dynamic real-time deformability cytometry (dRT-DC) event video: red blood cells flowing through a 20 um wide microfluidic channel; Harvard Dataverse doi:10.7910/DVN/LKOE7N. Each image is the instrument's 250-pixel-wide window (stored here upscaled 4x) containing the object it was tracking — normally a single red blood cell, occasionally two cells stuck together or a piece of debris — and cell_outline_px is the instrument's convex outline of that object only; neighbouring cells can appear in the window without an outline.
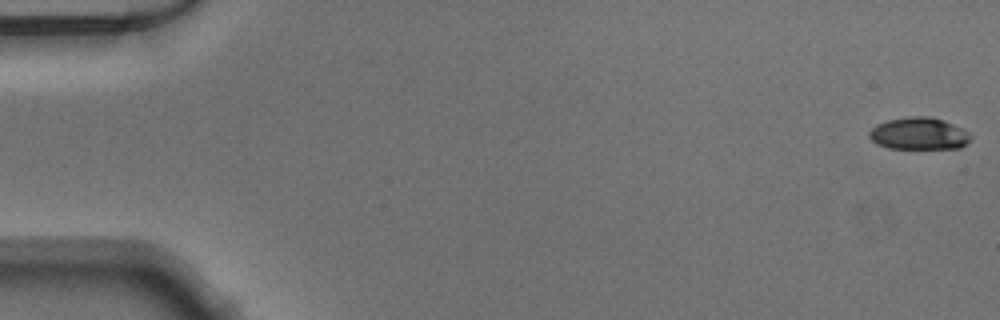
{"species": "Egyptian fruit bat (a non-hibernating species)", "species_latin": "Rousettus aegyptiacus", "temperature_condition": "warm", "stored_images_in_passage": 51, "camera_frame_rate_fps": 3000, "um_per_image_px": 0.085, "animal": {"sex": "male"}, "frame": {"image": 1, "passage_image": 1, "time_ms": 0.0, "image_size_px": [1000, 320], "cell_outline_px": [[972, 136], [960, 148], [888, 148], [876, 144], [868, 136], [868, 132], [876, 124], [888, 120], [908, 116], [932, 116], [944, 120], [964, 128]], "centroid_in_image_um": [78.09, 11.34], "position_along_channel_um": 6.9, "area_um2": 19.13}}
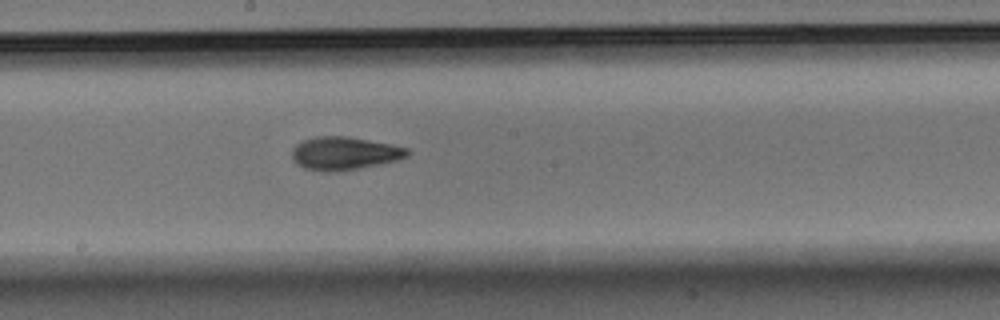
{"frame": {"image": 2, "passage_image": 28, "time_ms": 9.0, "image_size_px": [1000, 320], "cell_outline_px": [[412, 152], [408, 156], [396, 160], [360, 168], [336, 172], [320, 172], [304, 168], [296, 164], [292, 160], [292, 148], [296, 144], [304, 140], [316, 136], [348, 136], [392, 144], [408, 148]], "centroid_in_image_um": [29.26, 13.04], "position_along_channel_um": 218.9, "area_um2": 22.54}}
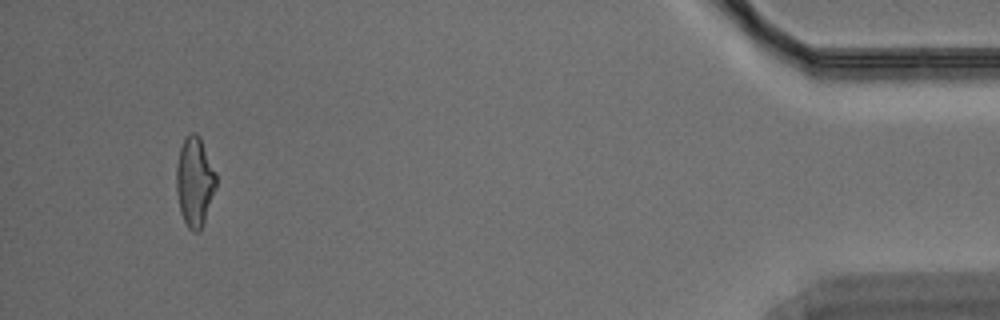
{"frame": {"image": 3, "passage_image": 48, "time_ms": 15.667, "image_size_px": [1000, 320], "cell_outline_px": [[216, 188], [204, 224], [200, 232], [192, 232], [188, 228], [180, 212], [176, 192], [176, 164], [180, 148], [188, 132], [196, 132], [200, 136], [216, 172]], "centroid_in_image_um": [16.55, 15.45], "position_along_channel_um": 418.7, "area_um2": 21.15}}